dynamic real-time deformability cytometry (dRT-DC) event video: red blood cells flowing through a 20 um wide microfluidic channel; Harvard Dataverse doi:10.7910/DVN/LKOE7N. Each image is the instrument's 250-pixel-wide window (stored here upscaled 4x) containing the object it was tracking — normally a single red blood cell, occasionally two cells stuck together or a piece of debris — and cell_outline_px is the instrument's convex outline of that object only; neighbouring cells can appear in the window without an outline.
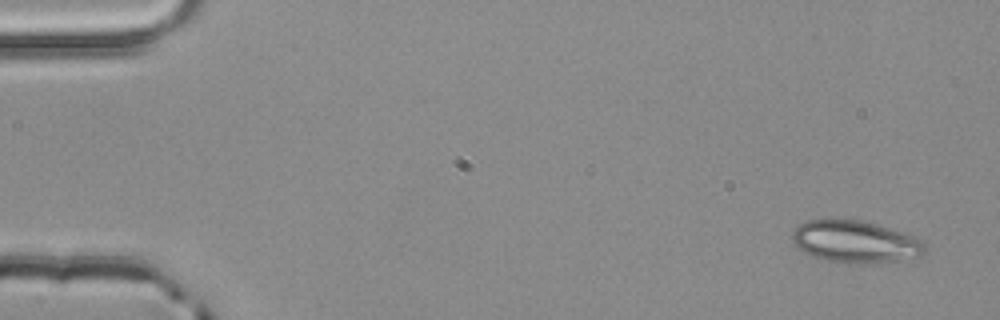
{"species": "common noctule bat (a hibernating species)", "species_latin": "Nyctalus noctula", "temperature_condition": "room temperature", "stored_images_in_passage": 4, "camera_frame_rate_fps": 3000, "um_per_image_px": 0.085, "animal": {"sex": "male", "body_mass_g": 20.4}, "frame": {"image": 1, "passage_image": 1, "time_ms": 0.0, "image_size_px": [1000, 320], "cell_outline_px": [[928, 252], [920, 256], [896, 260], [868, 264], [828, 260], [812, 256], [804, 252], [792, 240], [792, 228], [808, 220], [860, 220], [876, 224], [912, 236], [924, 244]], "centroid_in_image_um": [72.68, 20.55], "position_along_channel_um": 12.3, "area_um2": 31.96}}